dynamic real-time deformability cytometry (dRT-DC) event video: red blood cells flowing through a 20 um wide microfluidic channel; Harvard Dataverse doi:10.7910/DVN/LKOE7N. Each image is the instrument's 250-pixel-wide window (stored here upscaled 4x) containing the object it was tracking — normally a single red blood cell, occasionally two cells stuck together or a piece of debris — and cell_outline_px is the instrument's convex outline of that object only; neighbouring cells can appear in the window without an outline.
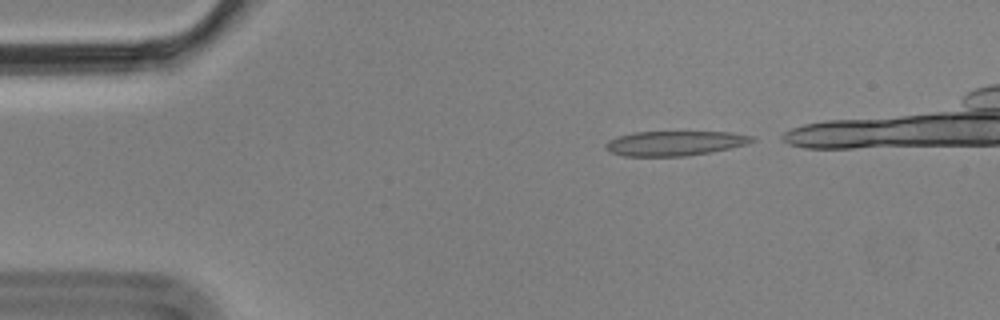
{"species": "Egyptian fruit bat (a non-hibernating species)", "species_latin": "Rousettus aegyptiacus", "temperature_condition": "cold", "stored_images_in_passage": 3, "camera_frame_rate_fps": 3000, "um_per_image_px": 0.085, "animal": {"sex": "male"}, "frame": {"image": 1, "passage_image": 1, "time_ms": 0.0, "image_size_px": [1000, 320], "cell_outline_px": [[756, 140], [748, 144], [712, 152], [684, 156], [624, 156], [608, 152], [604, 148], [604, 144], [608, 140], [616, 136], [632, 132], [732, 132], [756, 136]], "centroid_in_image_um": [57.35, 12.17], "position_along_channel_um": 27.7, "area_um2": 21.44}}